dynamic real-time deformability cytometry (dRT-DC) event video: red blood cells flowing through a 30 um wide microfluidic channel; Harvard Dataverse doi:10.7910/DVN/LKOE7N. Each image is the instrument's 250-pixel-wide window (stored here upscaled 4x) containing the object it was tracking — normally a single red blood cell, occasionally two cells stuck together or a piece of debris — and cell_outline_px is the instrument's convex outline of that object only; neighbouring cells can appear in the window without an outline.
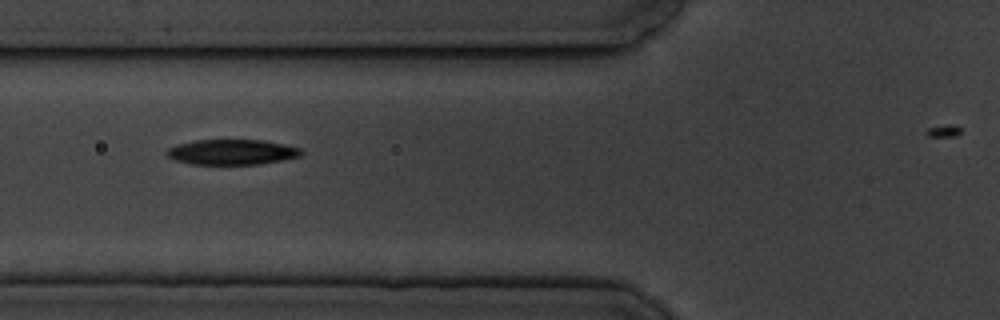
{"species": "common noctule bat (a hibernating species)", "species_latin": "Nyctalus noctula", "temperature_condition": "cold", "stored_images_in_passage": 3, "camera_frame_rate_fps": 3000, "um_per_image_px": 0.085, "animal": {"sex": "male", "body_mass_g": 19.5, "forearm_length_mm": 54.6}, "frame": {"image": 1, "passage_image": 2, "time_ms": 1.0, "image_size_px": [1000, 320], "cell_outline_px": [[304, 152], [300, 156], [260, 164], [192, 164], [176, 160], [168, 156], [164, 152], [168, 148], [176, 144], [196, 140], [264, 140], [284, 144], [300, 148]], "centroid_in_image_um": [19.7, 12.92], "position_along_channel_um": 106.1, "area_um2": 19.77}}
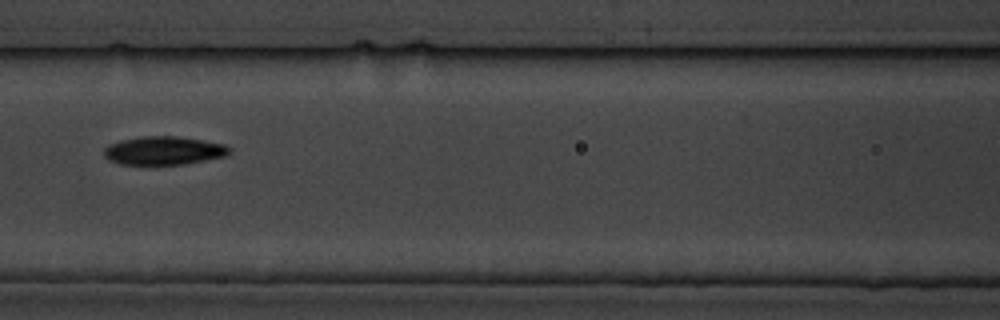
{"frame": {"image": 2, "passage_image": 3, "time_ms": 2.333, "image_size_px": [1000, 320], "cell_outline_px": [[232, 152], [224, 156], [184, 164], [120, 164], [108, 160], [104, 156], [104, 148], [108, 144], [120, 140], [144, 136], [176, 136], [224, 144], [232, 148]], "centroid_in_image_um": [13.9, 12.8], "position_along_channel_um": 152.7, "area_um2": 20.69}}